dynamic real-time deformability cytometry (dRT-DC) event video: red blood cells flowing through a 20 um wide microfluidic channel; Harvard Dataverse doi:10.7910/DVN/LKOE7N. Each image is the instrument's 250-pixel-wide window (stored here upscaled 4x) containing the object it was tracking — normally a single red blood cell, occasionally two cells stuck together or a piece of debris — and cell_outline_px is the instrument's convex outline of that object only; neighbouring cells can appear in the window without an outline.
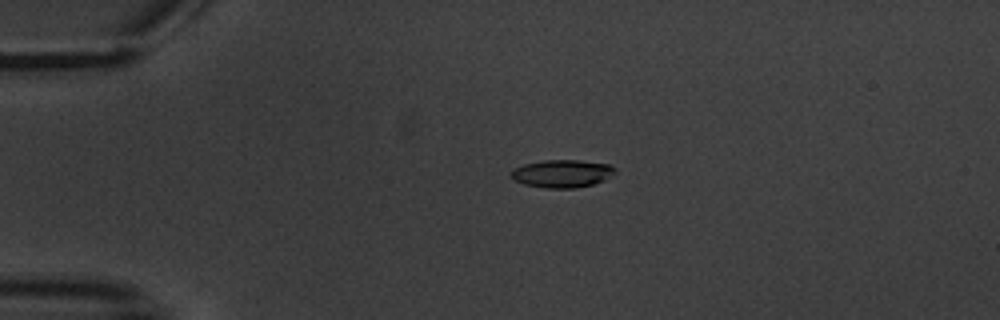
{"species": "common noctule bat (a hibernating species)", "species_latin": "Nyctalus noctula", "temperature_condition": "warm", "stored_images_in_passage": 8, "camera_frame_rate_fps": 3000, "um_per_image_px": 0.085, "animal": {"sex": "male", "body_mass_g": 20.1, "forearm_length_mm": 53.5}, "frame": {"image": 1, "passage_image": 4, "time_ms": 4.0, "image_size_px": [1000, 320], "cell_outline_px": [[616, 172], [604, 180], [592, 184], [576, 188], [544, 188], [524, 184], [512, 180], [508, 176], [508, 172], [512, 168], [524, 164], [544, 160], [580, 160], [608, 164], [616, 168]], "centroid_in_image_um": [47.71, 14.75], "position_along_channel_um": 37.3, "area_um2": 17.11}}
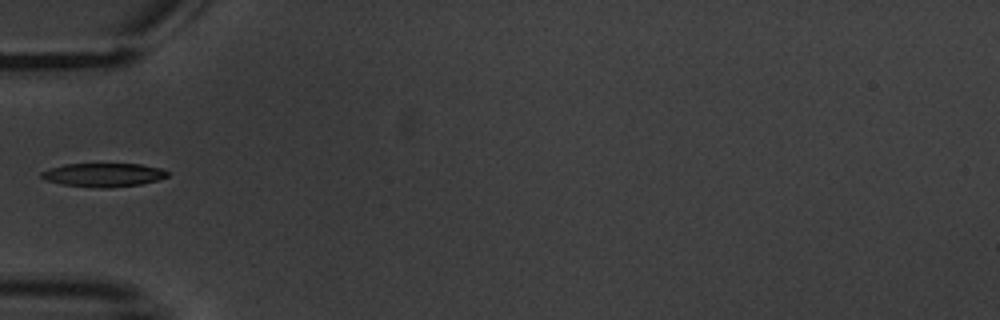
{"frame": {"image": 2, "passage_image": 6, "time_ms": 6.333, "image_size_px": [1000, 320], "cell_outline_px": [[168, 176], [156, 180], [140, 184], [104, 188], [100, 188], [64, 184], [48, 180], [40, 176], [40, 172], [48, 168], [64, 164], [140, 164], [160, 168], [168, 172]], "centroid_in_image_um": [8.77, 14.85], "position_along_channel_um": 76.2, "area_um2": 17.11}}
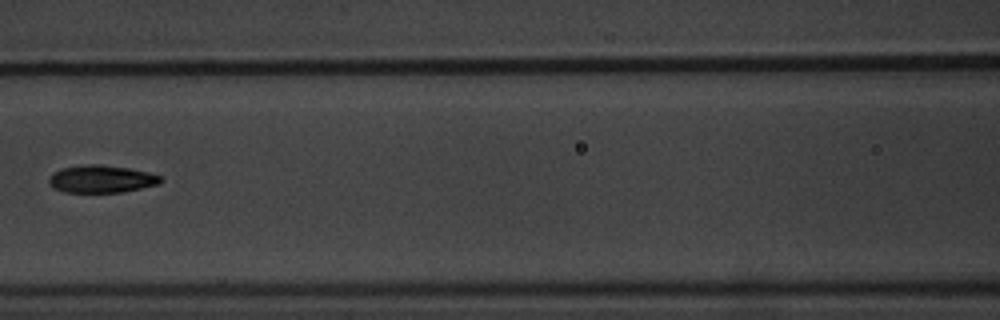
{"frame": {"image": 3, "passage_image": 8, "time_ms": 8.667, "image_size_px": [1000, 320], "cell_outline_px": [[164, 180], [160, 184], [120, 192], [64, 192], [52, 188], [48, 184], [48, 180], [56, 172], [64, 168], [88, 164], [100, 164], [128, 168], [148, 172], [160, 176]], "centroid_in_image_um": [8.64, 15.22], "position_along_channel_um": 158.0, "area_um2": 17.74}}